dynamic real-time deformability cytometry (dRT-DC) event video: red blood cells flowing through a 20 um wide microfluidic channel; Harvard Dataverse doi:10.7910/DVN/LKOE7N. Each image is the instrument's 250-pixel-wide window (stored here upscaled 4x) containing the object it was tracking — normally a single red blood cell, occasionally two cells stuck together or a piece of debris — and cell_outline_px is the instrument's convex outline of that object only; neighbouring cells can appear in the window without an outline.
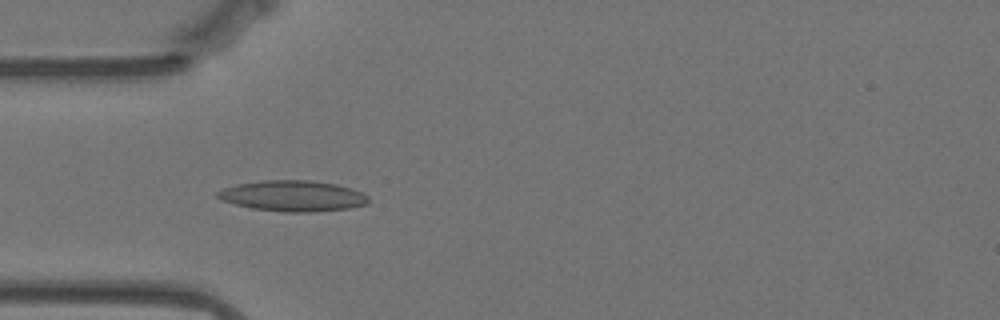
{"species": "Egyptian fruit bat (a non-hibernating species)", "species_latin": "Rousettus aegyptiacus", "temperature_condition": "warm", "stored_images_in_passage": 44, "camera_frame_rate_fps": 3000, "um_per_image_px": 0.085, "animal": {"sex": "female"}, "frame": {"image": 1, "passage_image": 6, "time_ms": 1.667, "image_size_px": [1000, 320], "cell_outline_px": [[368, 204], [352, 208], [308, 212], [284, 212], [252, 208], [220, 200], [216, 196], [216, 192], [224, 188], [236, 184], [264, 180], [312, 180], [336, 184], [360, 192], [368, 196]], "centroid_in_image_um": [24.87, 16.65], "position_along_channel_um": 60.1, "area_um2": 27.05}}
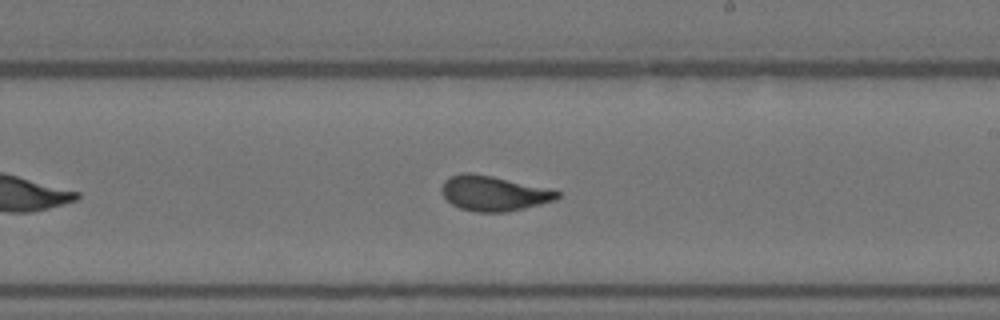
{"frame": {"image": 2, "passage_image": 22, "time_ms": 7.0, "image_size_px": [1000, 320], "cell_outline_px": [[560, 196], [556, 200], [540, 204], [504, 212], [476, 212], [460, 208], [452, 204], [440, 192], [440, 188], [444, 180], [448, 176], [460, 172], [468, 172], [492, 176], [548, 188], [560, 192]], "centroid_in_image_um": [41.91, 16.42], "position_along_channel_um": 247.1, "area_um2": 23.64}}
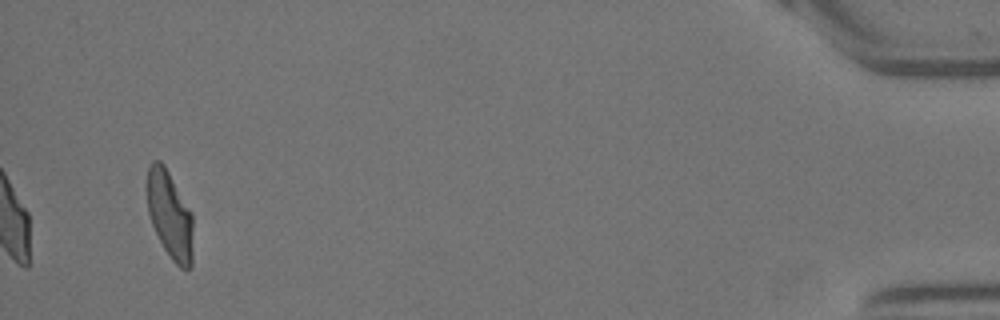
{"frame": {"image": 3, "passage_image": 44, "time_ms": 14.333, "image_size_px": [1000, 320], "cell_outline_px": [[192, 264], [188, 268], [180, 268], [172, 260], [164, 248], [152, 224], [148, 212], [144, 184], [148, 168], [152, 160], [160, 160], [164, 164], [192, 212]], "centroid_in_image_um": [14.39, 18.2], "position_along_channel_um": 420.8, "area_um2": 23.81}, "authors_computed_cell_mechanics": {"area_um2": 23.4379, "velocity_mm_per_s": 3.5069, "shape_relaxation_time_tau1_ms": 6.0252, "shape_relaxation_time_tau2_ms": 1.1404, "deformation_change_tau1": 0.2057, "deformation_change_tau2": 0.0835}}